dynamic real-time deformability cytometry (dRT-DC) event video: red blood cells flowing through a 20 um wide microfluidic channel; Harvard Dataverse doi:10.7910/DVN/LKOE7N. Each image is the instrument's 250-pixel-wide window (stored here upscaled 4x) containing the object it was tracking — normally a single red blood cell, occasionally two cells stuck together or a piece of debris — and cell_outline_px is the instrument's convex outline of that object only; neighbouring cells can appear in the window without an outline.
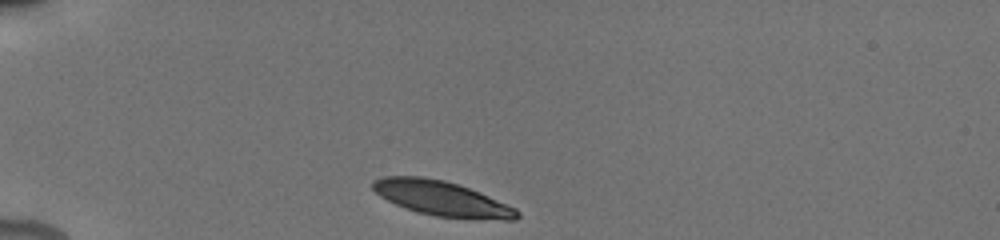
{"species": "human", "species_latin": "Homo sapiens", "temperature_condition": "cold", "stored_images_in_passage": 7, "camera_frame_rate_fps": 3000, "um_per_image_px": 0.085, "donor": {"sex": "male"}, "frame": {"image": 1, "passage_image": 1, "time_ms": 0.0, "image_size_px": [1000, 240], "cell_outline_px": [[520, 216], [516, 220], [504, 220], [436, 216], [416, 212], [396, 204], [380, 196], [372, 188], [372, 180], [384, 176], [420, 176], [444, 180], [480, 192], [516, 208], [520, 212]], "centroid_in_image_um": [37.56, 16.87], "position_along_channel_um": 47.4, "area_um2": 29.13}}
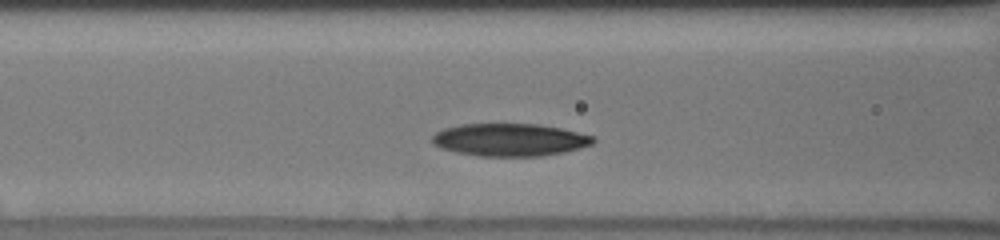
{"frame": {"image": 2, "passage_image": 6, "time_ms": 3.0, "image_size_px": [1000, 240], "cell_outline_px": [[596, 140], [592, 144], [580, 148], [564, 152], [540, 156], [480, 156], [456, 152], [440, 148], [432, 144], [432, 136], [436, 132], [444, 128], [460, 124], [540, 124], [560, 128], [596, 136]], "centroid_in_image_um": [43.33, 11.88], "position_along_channel_um": 123.3, "area_um2": 30.75}}